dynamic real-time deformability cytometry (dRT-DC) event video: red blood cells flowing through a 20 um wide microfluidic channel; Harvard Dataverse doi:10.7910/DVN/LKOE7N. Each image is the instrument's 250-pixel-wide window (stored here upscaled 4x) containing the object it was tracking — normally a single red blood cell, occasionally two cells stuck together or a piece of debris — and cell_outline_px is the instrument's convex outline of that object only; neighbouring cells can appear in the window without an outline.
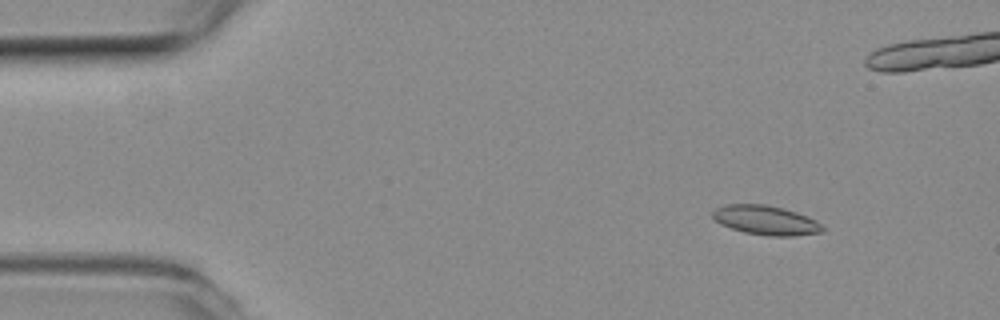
{"species": "common noctule bat (a hibernating species)", "species_latin": "Nyctalus noctula", "temperature_condition": "room temperature", "stored_images_in_passage": 4, "camera_frame_rate_fps": 3000, "um_per_image_px": 0.085, "animal": {"sex": "female", "body_mass_g": 19.3, "forearm_length_mm": 54.1}, "frame": {"image": 1, "passage_image": 1, "time_ms": 0.0, "image_size_px": [1000, 320], "cell_outline_px": [[824, 232], [792, 236], [768, 236], [744, 232], [720, 224], [712, 216], [712, 212], [716, 208], [724, 204], [764, 204], [784, 208], [808, 216], [824, 224]], "centroid_in_image_um": [65.13, 18.72], "position_along_channel_um": 19.9, "area_um2": 18.96}}